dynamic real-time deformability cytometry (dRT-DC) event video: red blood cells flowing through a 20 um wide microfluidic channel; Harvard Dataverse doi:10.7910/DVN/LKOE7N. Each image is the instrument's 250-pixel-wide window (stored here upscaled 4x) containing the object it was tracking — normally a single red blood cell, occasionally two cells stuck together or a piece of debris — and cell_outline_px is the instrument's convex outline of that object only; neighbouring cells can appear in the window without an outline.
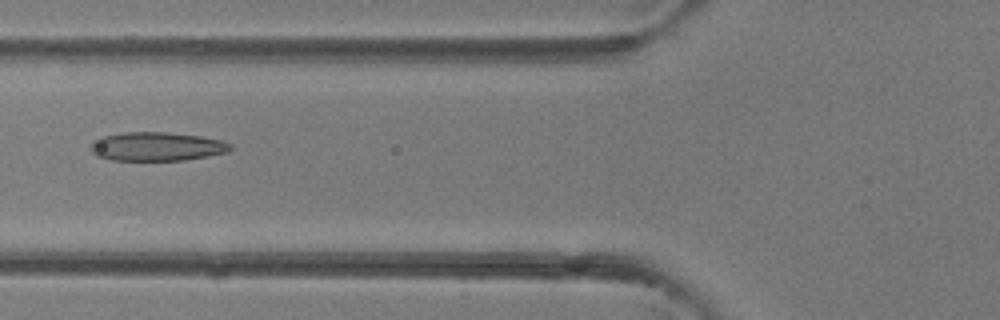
{"species": "common noctule bat (a hibernating species)", "species_latin": "Nyctalus noctula", "temperature_condition": "room temperature", "stored_images_in_passage": 4, "camera_frame_rate_fps": 3000, "um_per_image_px": 0.085, "animal": {"sex": "female"}, "frame": {"image": 1, "passage_image": 4, "time_ms": 3.333, "image_size_px": [1000, 320], "cell_outline_px": [[232, 148], [228, 152], [208, 156], [184, 160], [112, 160], [96, 156], [88, 148], [88, 144], [92, 140], [100, 136], [124, 132], [168, 132], [200, 136], [220, 140], [232, 144]], "centroid_in_image_um": [13.26, 12.45], "position_along_channel_um": 112.5, "area_um2": 23.76}}